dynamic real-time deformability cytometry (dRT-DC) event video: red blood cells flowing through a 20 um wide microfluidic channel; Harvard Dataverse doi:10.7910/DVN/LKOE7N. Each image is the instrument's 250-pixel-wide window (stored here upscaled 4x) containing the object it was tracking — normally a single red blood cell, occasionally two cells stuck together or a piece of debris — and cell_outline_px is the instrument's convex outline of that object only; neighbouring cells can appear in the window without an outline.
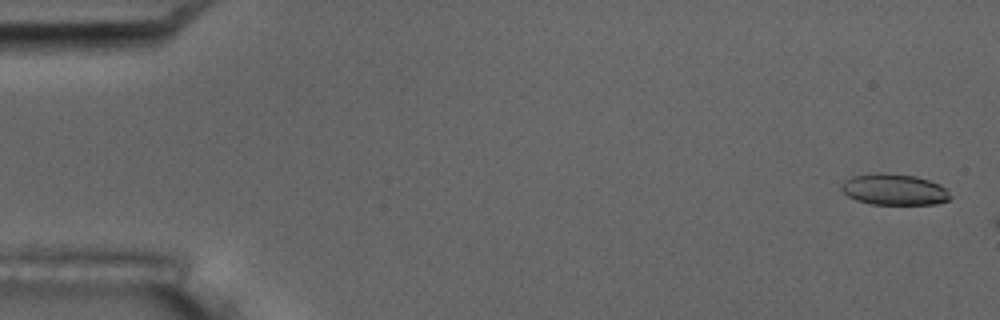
{"species": "common noctule bat (a hibernating species)", "species_latin": "Nyctalus noctula", "temperature_condition": "room temperature", "stored_images_in_passage": 3, "camera_frame_rate_fps": 3000, "um_per_image_px": 0.085, "animal": {"sex": "male", "body_mass_g": 17.5, "forearm_length_mm": 52.3}, "frame": {"image": 1, "passage_image": 1, "time_ms": 0.0, "image_size_px": [1000, 320], "cell_outline_px": [[952, 196], [948, 200], [936, 204], [872, 204], [856, 200], [848, 196], [840, 188], [840, 184], [844, 180], [852, 176], [876, 172], [884, 172], [916, 176], [940, 184]], "centroid_in_image_um": [75.97, 16.09], "position_along_channel_um": 9.0, "area_um2": 19.88}}